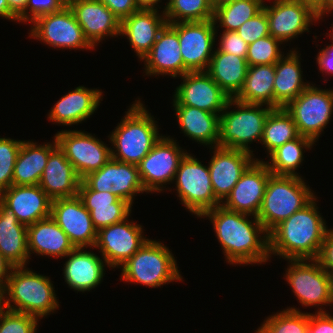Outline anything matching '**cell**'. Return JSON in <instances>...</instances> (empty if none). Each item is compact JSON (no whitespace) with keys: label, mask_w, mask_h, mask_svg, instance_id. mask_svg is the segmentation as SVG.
Listing matches in <instances>:
<instances>
[{"label":"cell","mask_w":333,"mask_h":333,"mask_svg":"<svg viewBox=\"0 0 333 333\" xmlns=\"http://www.w3.org/2000/svg\"><path fill=\"white\" fill-rule=\"evenodd\" d=\"M249 216L225 209L222 205L200 216L210 218L229 264H262L270 258L269 233L256 216L253 221L248 219Z\"/></svg>","instance_id":"obj_1"},{"label":"cell","mask_w":333,"mask_h":333,"mask_svg":"<svg viewBox=\"0 0 333 333\" xmlns=\"http://www.w3.org/2000/svg\"><path fill=\"white\" fill-rule=\"evenodd\" d=\"M316 197L269 233V255L317 259L328 227L317 211Z\"/></svg>","instance_id":"obj_2"},{"label":"cell","mask_w":333,"mask_h":333,"mask_svg":"<svg viewBox=\"0 0 333 333\" xmlns=\"http://www.w3.org/2000/svg\"><path fill=\"white\" fill-rule=\"evenodd\" d=\"M135 101L109 135V140L115 147V150L111 149V158L138 165L162 134L160 136L154 116L149 114L140 100Z\"/></svg>","instance_id":"obj_3"},{"label":"cell","mask_w":333,"mask_h":333,"mask_svg":"<svg viewBox=\"0 0 333 333\" xmlns=\"http://www.w3.org/2000/svg\"><path fill=\"white\" fill-rule=\"evenodd\" d=\"M54 289L49 277L26 266L13 267L4 290L8 294L4 295V308L41 319L59 308Z\"/></svg>","instance_id":"obj_4"},{"label":"cell","mask_w":333,"mask_h":333,"mask_svg":"<svg viewBox=\"0 0 333 333\" xmlns=\"http://www.w3.org/2000/svg\"><path fill=\"white\" fill-rule=\"evenodd\" d=\"M307 186L300 176L270 175L257 215L268 233L315 197Z\"/></svg>","instance_id":"obj_5"},{"label":"cell","mask_w":333,"mask_h":333,"mask_svg":"<svg viewBox=\"0 0 333 333\" xmlns=\"http://www.w3.org/2000/svg\"><path fill=\"white\" fill-rule=\"evenodd\" d=\"M237 108L229 111L230 106ZM264 104L243 103L230 98L220 114L218 147L243 150L253 154L248 144L261 141L265 121L271 106L262 108Z\"/></svg>","instance_id":"obj_6"},{"label":"cell","mask_w":333,"mask_h":333,"mask_svg":"<svg viewBox=\"0 0 333 333\" xmlns=\"http://www.w3.org/2000/svg\"><path fill=\"white\" fill-rule=\"evenodd\" d=\"M121 279L152 288L174 281H183L175 257L168 247L156 240H147L124 264Z\"/></svg>","instance_id":"obj_7"},{"label":"cell","mask_w":333,"mask_h":333,"mask_svg":"<svg viewBox=\"0 0 333 333\" xmlns=\"http://www.w3.org/2000/svg\"><path fill=\"white\" fill-rule=\"evenodd\" d=\"M177 196L189 212L200 217L221 203L215 198L209 167L188 152L179 163L174 178Z\"/></svg>","instance_id":"obj_8"},{"label":"cell","mask_w":333,"mask_h":333,"mask_svg":"<svg viewBox=\"0 0 333 333\" xmlns=\"http://www.w3.org/2000/svg\"><path fill=\"white\" fill-rule=\"evenodd\" d=\"M285 110L292 116L299 135L317 142L333 113V89L309 85Z\"/></svg>","instance_id":"obj_9"},{"label":"cell","mask_w":333,"mask_h":333,"mask_svg":"<svg viewBox=\"0 0 333 333\" xmlns=\"http://www.w3.org/2000/svg\"><path fill=\"white\" fill-rule=\"evenodd\" d=\"M288 262L291 264L285 278L302 306L333 305L330 275L317 259H289Z\"/></svg>","instance_id":"obj_10"},{"label":"cell","mask_w":333,"mask_h":333,"mask_svg":"<svg viewBox=\"0 0 333 333\" xmlns=\"http://www.w3.org/2000/svg\"><path fill=\"white\" fill-rule=\"evenodd\" d=\"M32 24L29 37L39 39L52 48L94 49L68 4L59 11L38 17Z\"/></svg>","instance_id":"obj_11"},{"label":"cell","mask_w":333,"mask_h":333,"mask_svg":"<svg viewBox=\"0 0 333 333\" xmlns=\"http://www.w3.org/2000/svg\"><path fill=\"white\" fill-rule=\"evenodd\" d=\"M58 147L72 163L82 179L99 170L111 159V149L90 133L77 130H62L54 136ZM100 140V141H99Z\"/></svg>","instance_id":"obj_12"},{"label":"cell","mask_w":333,"mask_h":333,"mask_svg":"<svg viewBox=\"0 0 333 333\" xmlns=\"http://www.w3.org/2000/svg\"><path fill=\"white\" fill-rule=\"evenodd\" d=\"M178 32L180 52L184 62V75L206 71L212 58L218 28L212 20L170 23Z\"/></svg>","instance_id":"obj_13"},{"label":"cell","mask_w":333,"mask_h":333,"mask_svg":"<svg viewBox=\"0 0 333 333\" xmlns=\"http://www.w3.org/2000/svg\"><path fill=\"white\" fill-rule=\"evenodd\" d=\"M186 153L173 138L162 136L137 165L145 192H161L163 184L174 181Z\"/></svg>","instance_id":"obj_14"},{"label":"cell","mask_w":333,"mask_h":333,"mask_svg":"<svg viewBox=\"0 0 333 333\" xmlns=\"http://www.w3.org/2000/svg\"><path fill=\"white\" fill-rule=\"evenodd\" d=\"M128 220L97 231L94 249H100L102 258L111 268L124 264L148 240L142 235V226Z\"/></svg>","instance_id":"obj_15"},{"label":"cell","mask_w":333,"mask_h":333,"mask_svg":"<svg viewBox=\"0 0 333 333\" xmlns=\"http://www.w3.org/2000/svg\"><path fill=\"white\" fill-rule=\"evenodd\" d=\"M82 181L92 190L112 192L131 205L135 194L145 191L138 166L113 158L99 170L87 174Z\"/></svg>","instance_id":"obj_16"},{"label":"cell","mask_w":333,"mask_h":333,"mask_svg":"<svg viewBox=\"0 0 333 333\" xmlns=\"http://www.w3.org/2000/svg\"><path fill=\"white\" fill-rule=\"evenodd\" d=\"M176 88L173 105H185L220 115L230 97L206 71L188 72Z\"/></svg>","instance_id":"obj_17"},{"label":"cell","mask_w":333,"mask_h":333,"mask_svg":"<svg viewBox=\"0 0 333 333\" xmlns=\"http://www.w3.org/2000/svg\"><path fill=\"white\" fill-rule=\"evenodd\" d=\"M263 10L269 21V33L282 43L309 32L310 25L320 20L308 5L297 0H274L273 5L264 3Z\"/></svg>","instance_id":"obj_18"},{"label":"cell","mask_w":333,"mask_h":333,"mask_svg":"<svg viewBox=\"0 0 333 333\" xmlns=\"http://www.w3.org/2000/svg\"><path fill=\"white\" fill-rule=\"evenodd\" d=\"M51 217L75 248H94L97 230L93 226L90 212L78 196L52 200Z\"/></svg>","instance_id":"obj_19"},{"label":"cell","mask_w":333,"mask_h":333,"mask_svg":"<svg viewBox=\"0 0 333 333\" xmlns=\"http://www.w3.org/2000/svg\"><path fill=\"white\" fill-rule=\"evenodd\" d=\"M271 174L265 161L256 159L245 170L221 205L225 209L257 217Z\"/></svg>","instance_id":"obj_20"},{"label":"cell","mask_w":333,"mask_h":333,"mask_svg":"<svg viewBox=\"0 0 333 333\" xmlns=\"http://www.w3.org/2000/svg\"><path fill=\"white\" fill-rule=\"evenodd\" d=\"M211 149H214V155L208 162L210 179L215 198L221 203L256 158L243 150L218 146Z\"/></svg>","instance_id":"obj_21"},{"label":"cell","mask_w":333,"mask_h":333,"mask_svg":"<svg viewBox=\"0 0 333 333\" xmlns=\"http://www.w3.org/2000/svg\"><path fill=\"white\" fill-rule=\"evenodd\" d=\"M67 4L94 48L105 37L121 36V21L99 0H68Z\"/></svg>","instance_id":"obj_22"},{"label":"cell","mask_w":333,"mask_h":333,"mask_svg":"<svg viewBox=\"0 0 333 333\" xmlns=\"http://www.w3.org/2000/svg\"><path fill=\"white\" fill-rule=\"evenodd\" d=\"M0 203L26 226L51 216L52 199L39 185H11L0 193Z\"/></svg>","instance_id":"obj_23"},{"label":"cell","mask_w":333,"mask_h":333,"mask_svg":"<svg viewBox=\"0 0 333 333\" xmlns=\"http://www.w3.org/2000/svg\"><path fill=\"white\" fill-rule=\"evenodd\" d=\"M146 75H184V62L180 52L178 32L166 24L159 32L152 49L142 59Z\"/></svg>","instance_id":"obj_24"},{"label":"cell","mask_w":333,"mask_h":333,"mask_svg":"<svg viewBox=\"0 0 333 333\" xmlns=\"http://www.w3.org/2000/svg\"><path fill=\"white\" fill-rule=\"evenodd\" d=\"M81 178L58 145L51 151L39 186L52 199L78 196Z\"/></svg>","instance_id":"obj_25"},{"label":"cell","mask_w":333,"mask_h":333,"mask_svg":"<svg viewBox=\"0 0 333 333\" xmlns=\"http://www.w3.org/2000/svg\"><path fill=\"white\" fill-rule=\"evenodd\" d=\"M78 197L90 212L93 226L97 231L128 218L133 206L112 192H98L90 189L82 180Z\"/></svg>","instance_id":"obj_26"},{"label":"cell","mask_w":333,"mask_h":333,"mask_svg":"<svg viewBox=\"0 0 333 333\" xmlns=\"http://www.w3.org/2000/svg\"><path fill=\"white\" fill-rule=\"evenodd\" d=\"M158 11L139 10L121 21L120 35L127 36L140 60L152 49L159 32L167 24L164 12L160 15Z\"/></svg>","instance_id":"obj_27"},{"label":"cell","mask_w":333,"mask_h":333,"mask_svg":"<svg viewBox=\"0 0 333 333\" xmlns=\"http://www.w3.org/2000/svg\"><path fill=\"white\" fill-rule=\"evenodd\" d=\"M84 249L74 248L65 256L69 259L64 264V279L74 291H90L99 285L105 274V265L107 266L104 259Z\"/></svg>","instance_id":"obj_28"},{"label":"cell","mask_w":333,"mask_h":333,"mask_svg":"<svg viewBox=\"0 0 333 333\" xmlns=\"http://www.w3.org/2000/svg\"><path fill=\"white\" fill-rule=\"evenodd\" d=\"M102 92L99 89H88L78 86L69 91L55 103L48 118L59 125H74L88 119L97 110L102 101Z\"/></svg>","instance_id":"obj_29"},{"label":"cell","mask_w":333,"mask_h":333,"mask_svg":"<svg viewBox=\"0 0 333 333\" xmlns=\"http://www.w3.org/2000/svg\"><path fill=\"white\" fill-rule=\"evenodd\" d=\"M27 241L29 255L63 258L75 248L51 216L27 226Z\"/></svg>","instance_id":"obj_30"},{"label":"cell","mask_w":333,"mask_h":333,"mask_svg":"<svg viewBox=\"0 0 333 333\" xmlns=\"http://www.w3.org/2000/svg\"><path fill=\"white\" fill-rule=\"evenodd\" d=\"M298 51L290 50L275 64L274 108H285L310 83L303 81Z\"/></svg>","instance_id":"obj_31"},{"label":"cell","mask_w":333,"mask_h":333,"mask_svg":"<svg viewBox=\"0 0 333 333\" xmlns=\"http://www.w3.org/2000/svg\"><path fill=\"white\" fill-rule=\"evenodd\" d=\"M179 128L198 144L211 148L217 146L219 140L220 115L199 108L173 105Z\"/></svg>","instance_id":"obj_32"},{"label":"cell","mask_w":333,"mask_h":333,"mask_svg":"<svg viewBox=\"0 0 333 333\" xmlns=\"http://www.w3.org/2000/svg\"><path fill=\"white\" fill-rule=\"evenodd\" d=\"M0 252L14 266H26L28 252L27 226L0 203Z\"/></svg>","instance_id":"obj_33"},{"label":"cell","mask_w":333,"mask_h":333,"mask_svg":"<svg viewBox=\"0 0 333 333\" xmlns=\"http://www.w3.org/2000/svg\"><path fill=\"white\" fill-rule=\"evenodd\" d=\"M57 146L56 139L52 143L38 145L33 141H22L16 157L13 185H39L43 170L51 151Z\"/></svg>","instance_id":"obj_34"},{"label":"cell","mask_w":333,"mask_h":333,"mask_svg":"<svg viewBox=\"0 0 333 333\" xmlns=\"http://www.w3.org/2000/svg\"><path fill=\"white\" fill-rule=\"evenodd\" d=\"M247 70L245 58L216 49L206 72L230 98H235L244 85Z\"/></svg>","instance_id":"obj_35"},{"label":"cell","mask_w":333,"mask_h":333,"mask_svg":"<svg viewBox=\"0 0 333 333\" xmlns=\"http://www.w3.org/2000/svg\"><path fill=\"white\" fill-rule=\"evenodd\" d=\"M275 64L248 66L244 85L236 100L274 108Z\"/></svg>","instance_id":"obj_36"},{"label":"cell","mask_w":333,"mask_h":333,"mask_svg":"<svg viewBox=\"0 0 333 333\" xmlns=\"http://www.w3.org/2000/svg\"><path fill=\"white\" fill-rule=\"evenodd\" d=\"M315 142L305 136L286 142L269 154L271 163L265 162L270 172L274 175L300 176L295 170L304 160V149H311Z\"/></svg>","instance_id":"obj_37"},{"label":"cell","mask_w":333,"mask_h":333,"mask_svg":"<svg viewBox=\"0 0 333 333\" xmlns=\"http://www.w3.org/2000/svg\"><path fill=\"white\" fill-rule=\"evenodd\" d=\"M299 136L297 126L285 108H273L265 121L260 143L264 145L269 155L278 147Z\"/></svg>","instance_id":"obj_38"},{"label":"cell","mask_w":333,"mask_h":333,"mask_svg":"<svg viewBox=\"0 0 333 333\" xmlns=\"http://www.w3.org/2000/svg\"><path fill=\"white\" fill-rule=\"evenodd\" d=\"M264 0H231L214 7V23L223 31H237L247 20L263 10Z\"/></svg>","instance_id":"obj_39"},{"label":"cell","mask_w":333,"mask_h":333,"mask_svg":"<svg viewBox=\"0 0 333 333\" xmlns=\"http://www.w3.org/2000/svg\"><path fill=\"white\" fill-rule=\"evenodd\" d=\"M167 24L212 20L214 6L209 0H168L164 7Z\"/></svg>","instance_id":"obj_40"},{"label":"cell","mask_w":333,"mask_h":333,"mask_svg":"<svg viewBox=\"0 0 333 333\" xmlns=\"http://www.w3.org/2000/svg\"><path fill=\"white\" fill-rule=\"evenodd\" d=\"M309 313L287 308L264 320L255 333H308Z\"/></svg>","instance_id":"obj_41"},{"label":"cell","mask_w":333,"mask_h":333,"mask_svg":"<svg viewBox=\"0 0 333 333\" xmlns=\"http://www.w3.org/2000/svg\"><path fill=\"white\" fill-rule=\"evenodd\" d=\"M280 44L282 42L271 35L249 44L246 56L248 66L276 64L283 57Z\"/></svg>","instance_id":"obj_42"},{"label":"cell","mask_w":333,"mask_h":333,"mask_svg":"<svg viewBox=\"0 0 333 333\" xmlns=\"http://www.w3.org/2000/svg\"><path fill=\"white\" fill-rule=\"evenodd\" d=\"M21 140L0 138V193L12 185L14 166Z\"/></svg>","instance_id":"obj_43"},{"label":"cell","mask_w":333,"mask_h":333,"mask_svg":"<svg viewBox=\"0 0 333 333\" xmlns=\"http://www.w3.org/2000/svg\"><path fill=\"white\" fill-rule=\"evenodd\" d=\"M39 318L3 309L0 312V333H36Z\"/></svg>","instance_id":"obj_44"},{"label":"cell","mask_w":333,"mask_h":333,"mask_svg":"<svg viewBox=\"0 0 333 333\" xmlns=\"http://www.w3.org/2000/svg\"><path fill=\"white\" fill-rule=\"evenodd\" d=\"M66 5L67 0H28L25 10L18 16V22L32 23L38 17L59 11Z\"/></svg>","instance_id":"obj_45"},{"label":"cell","mask_w":333,"mask_h":333,"mask_svg":"<svg viewBox=\"0 0 333 333\" xmlns=\"http://www.w3.org/2000/svg\"><path fill=\"white\" fill-rule=\"evenodd\" d=\"M237 33L249 45L259 38L269 36V21L266 12L262 10L253 18L242 24Z\"/></svg>","instance_id":"obj_46"},{"label":"cell","mask_w":333,"mask_h":333,"mask_svg":"<svg viewBox=\"0 0 333 333\" xmlns=\"http://www.w3.org/2000/svg\"><path fill=\"white\" fill-rule=\"evenodd\" d=\"M219 44V48L217 47L218 51L246 59L249 45L239 36L237 31H223Z\"/></svg>","instance_id":"obj_47"},{"label":"cell","mask_w":333,"mask_h":333,"mask_svg":"<svg viewBox=\"0 0 333 333\" xmlns=\"http://www.w3.org/2000/svg\"><path fill=\"white\" fill-rule=\"evenodd\" d=\"M319 309L315 314L309 313L308 333H333V316Z\"/></svg>","instance_id":"obj_48"},{"label":"cell","mask_w":333,"mask_h":333,"mask_svg":"<svg viewBox=\"0 0 333 333\" xmlns=\"http://www.w3.org/2000/svg\"><path fill=\"white\" fill-rule=\"evenodd\" d=\"M99 1L105 4L120 21L129 17L132 13L139 11L134 0H99Z\"/></svg>","instance_id":"obj_49"},{"label":"cell","mask_w":333,"mask_h":333,"mask_svg":"<svg viewBox=\"0 0 333 333\" xmlns=\"http://www.w3.org/2000/svg\"><path fill=\"white\" fill-rule=\"evenodd\" d=\"M321 267L328 273L333 272V229H328L317 258Z\"/></svg>","instance_id":"obj_50"},{"label":"cell","mask_w":333,"mask_h":333,"mask_svg":"<svg viewBox=\"0 0 333 333\" xmlns=\"http://www.w3.org/2000/svg\"><path fill=\"white\" fill-rule=\"evenodd\" d=\"M316 59L319 70L322 71V73L325 72L327 74L333 75V44H330L326 46V48L321 49Z\"/></svg>","instance_id":"obj_51"},{"label":"cell","mask_w":333,"mask_h":333,"mask_svg":"<svg viewBox=\"0 0 333 333\" xmlns=\"http://www.w3.org/2000/svg\"><path fill=\"white\" fill-rule=\"evenodd\" d=\"M14 266L0 252V287L5 290L7 282Z\"/></svg>","instance_id":"obj_52"},{"label":"cell","mask_w":333,"mask_h":333,"mask_svg":"<svg viewBox=\"0 0 333 333\" xmlns=\"http://www.w3.org/2000/svg\"><path fill=\"white\" fill-rule=\"evenodd\" d=\"M9 9L18 17L26 8L28 0H7Z\"/></svg>","instance_id":"obj_53"},{"label":"cell","mask_w":333,"mask_h":333,"mask_svg":"<svg viewBox=\"0 0 333 333\" xmlns=\"http://www.w3.org/2000/svg\"><path fill=\"white\" fill-rule=\"evenodd\" d=\"M0 16L8 20L18 21V17L9 9L7 0H0Z\"/></svg>","instance_id":"obj_54"},{"label":"cell","mask_w":333,"mask_h":333,"mask_svg":"<svg viewBox=\"0 0 333 333\" xmlns=\"http://www.w3.org/2000/svg\"><path fill=\"white\" fill-rule=\"evenodd\" d=\"M139 10H158L155 7L160 0H134Z\"/></svg>","instance_id":"obj_55"},{"label":"cell","mask_w":333,"mask_h":333,"mask_svg":"<svg viewBox=\"0 0 333 333\" xmlns=\"http://www.w3.org/2000/svg\"><path fill=\"white\" fill-rule=\"evenodd\" d=\"M305 5L310 6L315 12L316 15L321 18L322 17V1L323 0H297Z\"/></svg>","instance_id":"obj_56"},{"label":"cell","mask_w":333,"mask_h":333,"mask_svg":"<svg viewBox=\"0 0 333 333\" xmlns=\"http://www.w3.org/2000/svg\"><path fill=\"white\" fill-rule=\"evenodd\" d=\"M333 12V0H323L322 1V17L320 19L323 18V15H325L326 13H330Z\"/></svg>","instance_id":"obj_57"},{"label":"cell","mask_w":333,"mask_h":333,"mask_svg":"<svg viewBox=\"0 0 333 333\" xmlns=\"http://www.w3.org/2000/svg\"><path fill=\"white\" fill-rule=\"evenodd\" d=\"M4 290L0 287V312L4 309Z\"/></svg>","instance_id":"obj_58"},{"label":"cell","mask_w":333,"mask_h":333,"mask_svg":"<svg viewBox=\"0 0 333 333\" xmlns=\"http://www.w3.org/2000/svg\"><path fill=\"white\" fill-rule=\"evenodd\" d=\"M231 0H214V7Z\"/></svg>","instance_id":"obj_59"},{"label":"cell","mask_w":333,"mask_h":333,"mask_svg":"<svg viewBox=\"0 0 333 333\" xmlns=\"http://www.w3.org/2000/svg\"><path fill=\"white\" fill-rule=\"evenodd\" d=\"M330 275V284H331V292H332V300H333V272Z\"/></svg>","instance_id":"obj_60"},{"label":"cell","mask_w":333,"mask_h":333,"mask_svg":"<svg viewBox=\"0 0 333 333\" xmlns=\"http://www.w3.org/2000/svg\"><path fill=\"white\" fill-rule=\"evenodd\" d=\"M331 25H333V24H331ZM331 27H332V31H331L332 33L330 32L329 36L331 37L330 39L333 40V26H331Z\"/></svg>","instance_id":"obj_61"},{"label":"cell","mask_w":333,"mask_h":333,"mask_svg":"<svg viewBox=\"0 0 333 333\" xmlns=\"http://www.w3.org/2000/svg\"><path fill=\"white\" fill-rule=\"evenodd\" d=\"M211 3H212V5L214 6V0H209Z\"/></svg>","instance_id":"obj_62"}]
</instances>
